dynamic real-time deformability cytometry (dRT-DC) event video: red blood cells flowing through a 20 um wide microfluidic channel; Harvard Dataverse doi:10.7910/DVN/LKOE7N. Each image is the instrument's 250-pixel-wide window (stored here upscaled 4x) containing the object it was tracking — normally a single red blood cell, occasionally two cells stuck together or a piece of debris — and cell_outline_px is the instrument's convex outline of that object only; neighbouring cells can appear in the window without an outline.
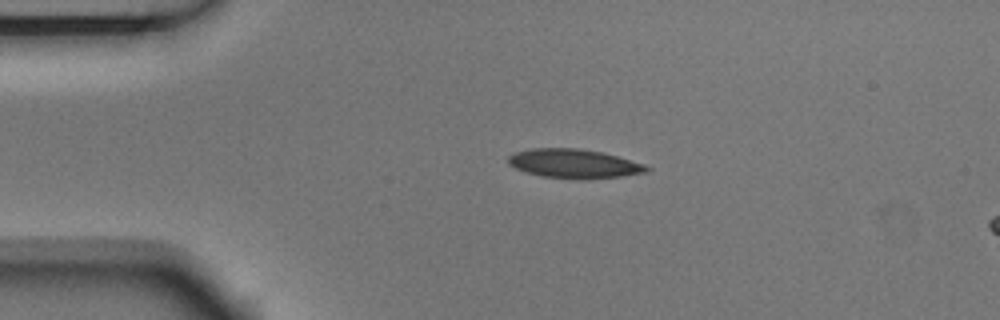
{"species": "Egyptian fruit bat (a non-hibernating species)", "species_latin": "Rousettus aegyptiacus", "temperature_condition": "room temperature", "stored_images_in_passage": 3, "segment_of_instrument_passage": [1, 2], "camera_frame_rate_fps": 3000, "um_per_image_px": 0.085, "animal": {"sex": "male"}, "frame": {"image": 1, "passage_image": 1, "time_ms": 0.0, "image_size_px": [1000, 320], "cell_outline_px": [[652, 168], [644, 172], [620, 176], [544, 176], [524, 172], [508, 164], [508, 156], [516, 152], [532, 148], [580, 148], [604, 152], [644, 164]], "centroid_in_image_um": [48.74, 13.85], "position_along_channel_um": 36.3, "area_um2": 22.37}}